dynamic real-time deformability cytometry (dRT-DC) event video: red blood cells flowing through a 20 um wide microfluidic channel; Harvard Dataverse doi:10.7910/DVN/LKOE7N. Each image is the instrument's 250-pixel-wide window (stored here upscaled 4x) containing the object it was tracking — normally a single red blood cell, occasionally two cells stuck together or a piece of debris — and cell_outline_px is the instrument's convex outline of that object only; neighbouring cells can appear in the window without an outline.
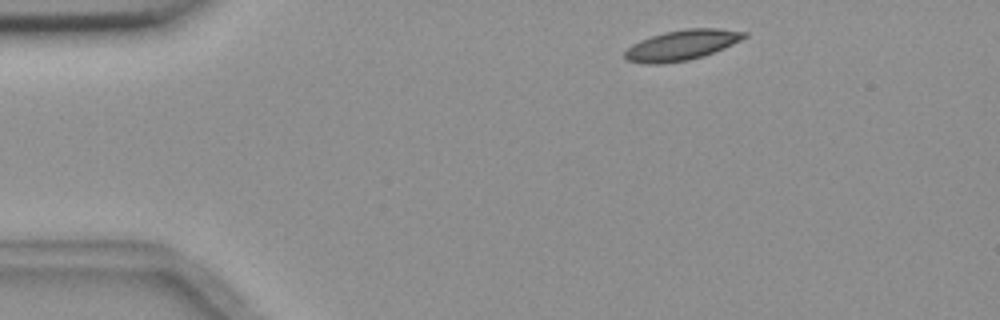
{"species": "common noctule bat (a hibernating species)", "species_latin": "Nyctalus noctula", "temperature_condition": "room temperature", "stored_images_in_passage": 3, "camera_frame_rate_fps": 3000, "um_per_image_px": 0.085, "animal": {"sex": "female", "body_mass_g": 18.4}, "frame": {"image": 1, "passage_image": 1, "time_ms": 0.0, "image_size_px": [1000, 320], "cell_outline_px": [[748, 36], [724, 48], [704, 56], [688, 60], [660, 64], [648, 64], [628, 60], [624, 56], [624, 52], [632, 44], [640, 40], [664, 32], [688, 28], [716, 28], [748, 32]], "centroid_in_image_um": [57.96, 3.83], "position_along_channel_um": 27.0, "area_um2": 20.98}}